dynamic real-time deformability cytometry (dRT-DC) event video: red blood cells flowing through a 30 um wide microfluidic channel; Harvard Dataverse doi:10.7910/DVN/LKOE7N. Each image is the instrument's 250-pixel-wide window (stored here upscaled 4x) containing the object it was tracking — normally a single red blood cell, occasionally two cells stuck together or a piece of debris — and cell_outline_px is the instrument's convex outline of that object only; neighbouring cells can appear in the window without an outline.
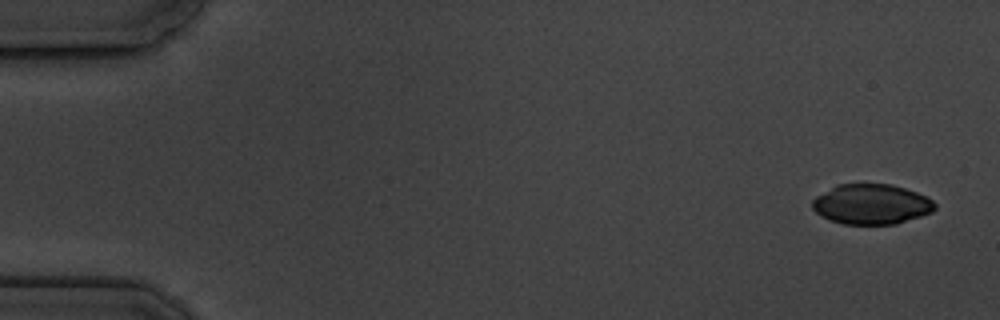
{"species": "common noctule bat (a hibernating species)", "species_latin": "Nyctalus noctula", "temperature_condition": "cold", "stored_images_in_passage": 15, "camera_frame_rate_fps": 3000, "um_per_image_px": 0.085, "animal": {"sex": "male", "body_mass_g": 19.5, "forearm_length_mm": 54.6}, "frame": {"image": 1, "passage_image": 1, "time_ms": 0.0, "image_size_px": [1000, 320], "cell_outline_px": [[936, 208], [932, 212], [896, 224], [844, 224], [832, 220], [816, 212], [812, 208], [812, 200], [816, 196], [836, 184], [892, 184], [916, 192], [932, 200], [936, 204]], "centroid_in_image_um": [74.07, 17.35], "position_along_channel_um": 10.9, "area_um2": 28.5}}
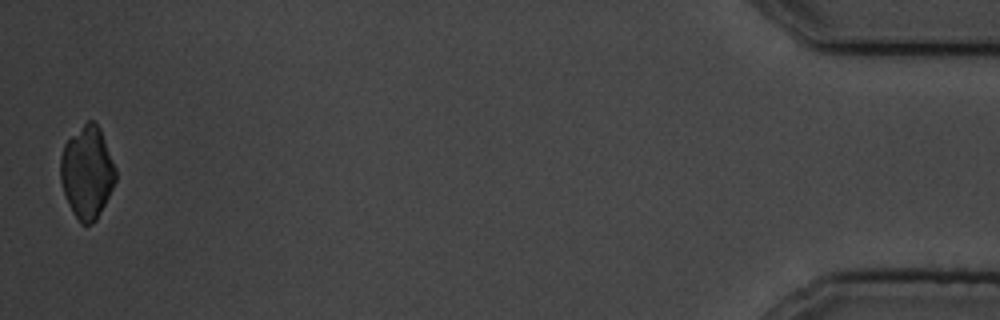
{"frame": {"image": 2, "passage_image": 15, "time_ms": 18.0, "image_size_px": [1000, 320], "cell_outline_px": [[116, 180], [96, 220], [92, 224], [80, 224], [72, 212], [68, 204], [60, 180], [60, 156], [64, 144], [88, 120], [92, 120], [100, 128], [116, 168]], "centroid_in_image_um": [7.39, 14.67], "position_along_channel_um": 427.8, "area_um2": 29.48}}